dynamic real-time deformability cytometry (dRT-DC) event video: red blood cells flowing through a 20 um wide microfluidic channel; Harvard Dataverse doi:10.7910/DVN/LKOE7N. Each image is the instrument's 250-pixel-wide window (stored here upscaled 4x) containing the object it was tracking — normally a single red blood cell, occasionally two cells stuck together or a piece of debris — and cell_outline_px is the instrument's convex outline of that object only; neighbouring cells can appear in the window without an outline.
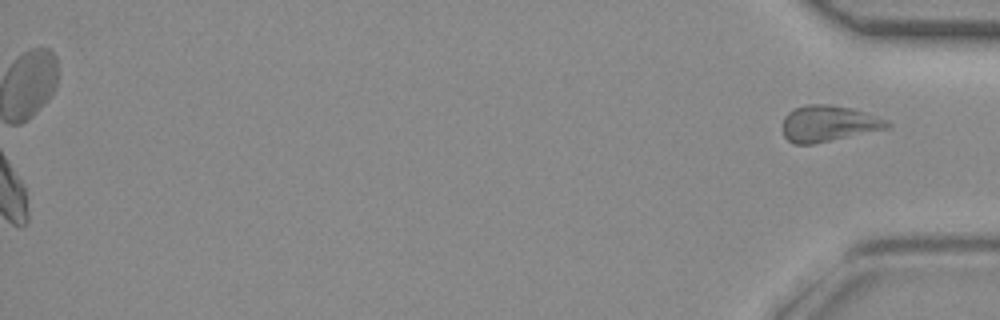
{"species": "common noctule bat (a hibernating species)", "species_latin": "Nyctalus noctula", "temperature_condition": "room temperature", "stored_images_in_passage": 44, "camera_frame_rate_fps": 3000, "um_per_image_px": 0.085, "animal": {"sex": "female", "body_mass_g": 29.2, "forearm_length_mm": 56.3}, "frame": {"image": 1, "passage_image": 44, "time_ms": 14.333, "image_size_px": [1000, 320], "cell_outline_px": [[892, 124], [884, 128], [812, 144], [792, 144], [784, 136], [780, 128], [784, 116], [788, 112], [796, 108], [808, 104], [828, 104], [852, 108], [888, 120]], "centroid_in_image_um": [70.33, 10.49], "position_along_channel_um": 364.9, "area_um2": 21.79}}